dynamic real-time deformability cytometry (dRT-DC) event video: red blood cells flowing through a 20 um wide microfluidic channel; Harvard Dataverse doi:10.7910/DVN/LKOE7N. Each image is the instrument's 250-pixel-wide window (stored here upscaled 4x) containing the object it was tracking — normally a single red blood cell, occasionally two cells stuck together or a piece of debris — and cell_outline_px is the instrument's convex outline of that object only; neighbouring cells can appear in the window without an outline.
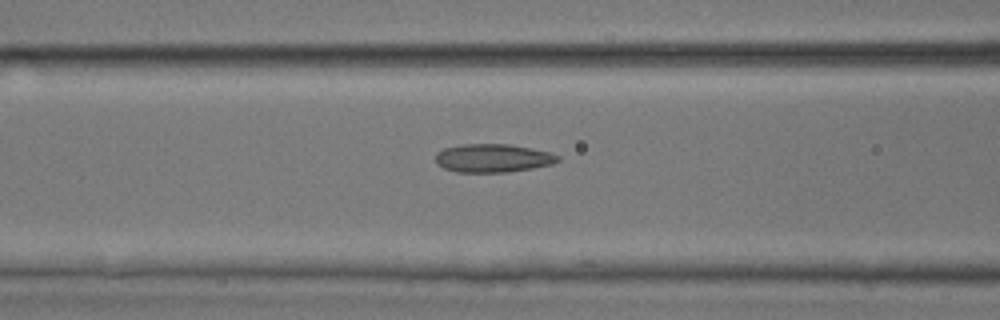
{"species": "common noctule bat (a hibernating species)", "species_latin": "Nyctalus noctula", "temperature_condition": "room temperature", "stored_images_in_passage": 11, "camera_frame_rate_fps": 3000, "um_per_image_px": 0.085, "animal": {"sex": "male", "body_mass_g": 17.9, "forearm_length_mm": 54.2}, "frame": {"image": 1, "passage_image": 10, "time_ms": 3.0, "image_size_px": [1000, 320], "cell_outline_px": [[560, 160], [552, 164], [532, 168], [508, 172], [456, 172], [444, 168], [436, 164], [436, 152], [444, 148], [464, 144], [508, 144], [532, 148], [548, 152], [560, 156]], "centroid_in_image_um": [41.88, 13.44], "position_along_channel_um": 124.7, "area_um2": 20.23}}